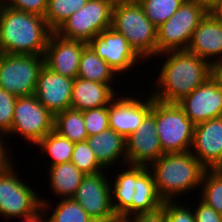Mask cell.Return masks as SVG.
I'll use <instances>...</instances> for the list:
<instances>
[{
  "mask_svg": "<svg viewBox=\"0 0 222 222\" xmlns=\"http://www.w3.org/2000/svg\"><path fill=\"white\" fill-rule=\"evenodd\" d=\"M157 56L165 60L162 59V66H157L160 69L155 85L150 84L155 87L150 95L159 101L178 103L213 75V66L188 50L168 51Z\"/></svg>",
  "mask_w": 222,
  "mask_h": 222,
  "instance_id": "6da1fadb",
  "label": "cell"
},
{
  "mask_svg": "<svg viewBox=\"0 0 222 222\" xmlns=\"http://www.w3.org/2000/svg\"><path fill=\"white\" fill-rule=\"evenodd\" d=\"M52 32L42 16L0 7V53L44 56Z\"/></svg>",
  "mask_w": 222,
  "mask_h": 222,
  "instance_id": "7a4b0ae2",
  "label": "cell"
},
{
  "mask_svg": "<svg viewBox=\"0 0 222 222\" xmlns=\"http://www.w3.org/2000/svg\"><path fill=\"white\" fill-rule=\"evenodd\" d=\"M148 169L153 175L157 192L164 201L178 200L179 195L185 196L190 191L197 192L196 188L199 190L206 171L190 151L163 154Z\"/></svg>",
  "mask_w": 222,
  "mask_h": 222,
  "instance_id": "3957f363",
  "label": "cell"
},
{
  "mask_svg": "<svg viewBox=\"0 0 222 222\" xmlns=\"http://www.w3.org/2000/svg\"><path fill=\"white\" fill-rule=\"evenodd\" d=\"M111 28L124 35L144 62L157 57V28L139 3L115 1Z\"/></svg>",
  "mask_w": 222,
  "mask_h": 222,
  "instance_id": "277c9868",
  "label": "cell"
},
{
  "mask_svg": "<svg viewBox=\"0 0 222 222\" xmlns=\"http://www.w3.org/2000/svg\"><path fill=\"white\" fill-rule=\"evenodd\" d=\"M156 127L164 154L190 151L195 125L177 103L156 99Z\"/></svg>",
  "mask_w": 222,
  "mask_h": 222,
  "instance_id": "5b68a950",
  "label": "cell"
},
{
  "mask_svg": "<svg viewBox=\"0 0 222 222\" xmlns=\"http://www.w3.org/2000/svg\"><path fill=\"white\" fill-rule=\"evenodd\" d=\"M115 0H88L55 31L62 38L89 42L112 26Z\"/></svg>",
  "mask_w": 222,
  "mask_h": 222,
  "instance_id": "8992f818",
  "label": "cell"
},
{
  "mask_svg": "<svg viewBox=\"0 0 222 222\" xmlns=\"http://www.w3.org/2000/svg\"><path fill=\"white\" fill-rule=\"evenodd\" d=\"M208 12L201 4L184 1L172 17L157 28V55L187 50L194 30Z\"/></svg>",
  "mask_w": 222,
  "mask_h": 222,
  "instance_id": "52a82bcc",
  "label": "cell"
},
{
  "mask_svg": "<svg viewBox=\"0 0 222 222\" xmlns=\"http://www.w3.org/2000/svg\"><path fill=\"white\" fill-rule=\"evenodd\" d=\"M44 56L0 53V87L16 97L33 95Z\"/></svg>",
  "mask_w": 222,
  "mask_h": 222,
  "instance_id": "ba28073f",
  "label": "cell"
},
{
  "mask_svg": "<svg viewBox=\"0 0 222 222\" xmlns=\"http://www.w3.org/2000/svg\"><path fill=\"white\" fill-rule=\"evenodd\" d=\"M53 130L54 115L33 94L17 97L12 128L4 137L18 135L30 145H36Z\"/></svg>",
  "mask_w": 222,
  "mask_h": 222,
  "instance_id": "9c48e42d",
  "label": "cell"
},
{
  "mask_svg": "<svg viewBox=\"0 0 222 222\" xmlns=\"http://www.w3.org/2000/svg\"><path fill=\"white\" fill-rule=\"evenodd\" d=\"M14 165L0 174V215L9 221L29 215L42 205L39 193L22 180Z\"/></svg>",
  "mask_w": 222,
  "mask_h": 222,
  "instance_id": "30bf717a",
  "label": "cell"
},
{
  "mask_svg": "<svg viewBox=\"0 0 222 222\" xmlns=\"http://www.w3.org/2000/svg\"><path fill=\"white\" fill-rule=\"evenodd\" d=\"M87 44L117 75L119 74L118 77L126 72L130 74L136 64L144 65V61L131 48L124 35L111 27L94 36Z\"/></svg>",
  "mask_w": 222,
  "mask_h": 222,
  "instance_id": "8fae6325",
  "label": "cell"
},
{
  "mask_svg": "<svg viewBox=\"0 0 222 222\" xmlns=\"http://www.w3.org/2000/svg\"><path fill=\"white\" fill-rule=\"evenodd\" d=\"M156 127V99L138 130L126 138L127 164L149 166L163 155Z\"/></svg>",
  "mask_w": 222,
  "mask_h": 222,
  "instance_id": "7c38bea8",
  "label": "cell"
},
{
  "mask_svg": "<svg viewBox=\"0 0 222 222\" xmlns=\"http://www.w3.org/2000/svg\"><path fill=\"white\" fill-rule=\"evenodd\" d=\"M106 170L83 177L72 197L96 222H107L114 214L111 204L110 177Z\"/></svg>",
  "mask_w": 222,
  "mask_h": 222,
  "instance_id": "4fadbf2b",
  "label": "cell"
},
{
  "mask_svg": "<svg viewBox=\"0 0 222 222\" xmlns=\"http://www.w3.org/2000/svg\"><path fill=\"white\" fill-rule=\"evenodd\" d=\"M177 104L194 125L222 117V87L212 75Z\"/></svg>",
  "mask_w": 222,
  "mask_h": 222,
  "instance_id": "5bb4252c",
  "label": "cell"
},
{
  "mask_svg": "<svg viewBox=\"0 0 222 222\" xmlns=\"http://www.w3.org/2000/svg\"><path fill=\"white\" fill-rule=\"evenodd\" d=\"M120 93L109 104V128L127 138L133 132H136L145 116L151 111L152 96H139L136 93ZM120 95V97H119ZM133 95V96H131ZM148 97V99H147Z\"/></svg>",
  "mask_w": 222,
  "mask_h": 222,
  "instance_id": "9a60e30c",
  "label": "cell"
},
{
  "mask_svg": "<svg viewBox=\"0 0 222 222\" xmlns=\"http://www.w3.org/2000/svg\"><path fill=\"white\" fill-rule=\"evenodd\" d=\"M87 42L62 38L52 32L44 53V65L53 72L75 79L78 77L82 51Z\"/></svg>",
  "mask_w": 222,
  "mask_h": 222,
  "instance_id": "2e32d148",
  "label": "cell"
},
{
  "mask_svg": "<svg viewBox=\"0 0 222 222\" xmlns=\"http://www.w3.org/2000/svg\"><path fill=\"white\" fill-rule=\"evenodd\" d=\"M190 152L206 169H222V117L195 125Z\"/></svg>",
  "mask_w": 222,
  "mask_h": 222,
  "instance_id": "e0dca14e",
  "label": "cell"
},
{
  "mask_svg": "<svg viewBox=\"0 0 222 222\" xmlns=\"http://www.w3.org/2000/svg\"><path fill=\"white\" fill-rule=\"evenodd\" d=\"M74 79L53 72L45 65L41 68L34 95L54 116L71 108Z\"/></svg>",
  "mask_w": 222,
  "mask_h": 222,
  "instance_id": "ac0fdd59",
  "label": "cell"
},
{
  "mask_svg": "<svg viewBox=\"0 0 222 222\" xmlns=\"http://www.w3.org/2000/svg\"><path fill=\"white\" fill-rule=\"evenodd\" d=\"M187 50L212 66L222 60V23L210 12L194 30Z\"/></svg>",
  "mask_w": 222,
  "mask_h": 222,
  "instance_id": "d6986e66",
  "label": "cell"
},
{
  "mask_svg": "<svg viewBox=\"0 0 222 222\" xmlns=\"http://www.w3.org/2000/svg\"><path fill=\"white\" fill-rule=\"evenodd\" d=\"M117 87L114 84H102L77 77L73 82L71 108L85 111L109 106L118 93L122 91V89L119 91Z\"/></svg>",
  "mask_w": 222,
  "mask_h": 222,
  "instance_id": "ffe728a7",
  "label": "cell"
},
{
  "mask_svg": "<svg viewBox=\"0 0 222 222\" xmlns=\"http://www.w3.org/2000/svg\"><path fill=\"white\" fill-rule=\"evenodd\" d=\"M86 141L94 151V155L99 164L107 170V172L108 169L111 170L115 168V164H119V166L121 163L123 165L127 164L126 138L111 128L97 135L88 136ZM120 160L122 161L117 163Z\"/></svg>",
  "mask_w": 222,
  "mask_h": 222,
  "instance_id": "44dd1931",
  "label": "cell"
},
{
  "mask_svg": "<svg viewBox=\"0 0 222 222\" xmlns=\"http://www.w3.org/2000/svg\"><path fill=\"white\" fill-rule=\"evenodd\" d=\"M163 203L164 200L157 192L151 171L147 166L135 165L132 215L154 211Z\"/></svg>",
  "mask_w": 222,
  "mask_h": 222,
  "instance_id": "7402d4cb",
  "label": "cell"
},
{
  "mask_svg": "<svg viewBox=\"0 0 222 222\" xmlns=\"http://www.w3.org/2000/svg\"><path fill=\"white\" fill-rule=\"evenodd\" d=\"M48 169L51 193L59 199L72 198L85 176L72 162L56 164Z\"/></svg>",
  "mask_w": 222,
  "mask_h": 222,
  "instance_id": "603a6c76",
  "label": "cell"
},
{
  "mask_svg": "<svg viewBox=\"0 0 222 222\" xmlns=\"http://www.w3.org/2000/svg\"><path fill=\"white\" fill-rule=\"evenodd\" d=\"M119 171H116L115 179L113 181L112 179L110 180L113 211L114 213L132 214L135 165L126 164L124 169H119Z\"/></svg>",
  "mask_w": 222,
  "mask_h": 222,
  "instance_id": "cb8c5ba5",
  "label": "cell"
},
{
  "mask_svg": "<svg viewBox=\"0 0 222 222\" xmlns=\"http://www.w3.org/2000/svg\"><path fill=\"white\" fill-rule=\"evenodd\" d=\"M116 76L117 73L87 44L81 54L78 77L102 84H114L118 80Z\"/></svg>",
  "mask_w": 222,
  "mask_h": 222,
  "instance_id": "d4e9b609",
  "label": "cell"
},
{
  "mask_svg": "<svg viewBox=\"0 0 222 222\" xmlns=\"http://www.w3.org/2000/svg\"><path fill=\"white\" fill-rule=\"evenodd\" d=\"M59 200L53 209V205L48 199L41 198V203L46 210V222H96L73 198ZM52 209L53 212L50 211ZM49 212L52 213L49 214Z\"/></svg>",
  "mask_w": 222,
  "mask_h": 222,
  "instance_id": "484cf974",
  "label": "cell"
},
{
  "mask_svg": "<svg viewBox=\"0 0 222 222\" xmlns=\"http://www.w3.org/2000/svg\"><path fill=\"white\" fill-rule=\"evenodd\" d=\"M54 130L74 143L86 141L88 137L83 111L74 108H68L54 116Z\"/></svg>",
  "mask_w": 222,
  "mask_h": 222,
  "instance_id": "4316f807",
  "label": "cell"
},
{
  "mask_svg": "<svg viewBox=\"0 0 222 222\" xmlns=\"http://www.w3.org/2000/svg\"><path fill=\"white\" fill-rule=\"evenodd\" d=\"M42 154L48 157L50 166L71 162L75 143L60 135L55 130L45 135L36 145Z\"/></svg>",
  "mask_w": 222,
  "mask_h": 222,
  "instance_id": "83f0119b",
  "label": "cell"
},
{
  "mask_svg": "<svg viewBox=\"0 0 222 222\" xmlns=\"http://www.w3.org/2000/svg\"><path fill=\"white\" fill-rule=\"evenodd\" d=\"M200 188L198 198L222 214V169H206Z\"/></svg>",
  "mask_w": 222,
  "mask_h": 222,
  "instance_id": "f1b7e54d",
  "label": "cell"
},
{
  "mask_svg": "<svg viewBox=\"0 0 222 222\" xmlns=\"http://www.w3.org/2000/svg\"><path fill=\"white\" fill-rule=\"evenodd\" d=\"M88 0H48L44 19L55 32L71 14L80 10Z\"/></svg>",
  "mask_w": 222,
  "mask_h": 222,
  "instance_id": "f546056e",
  "label": "cell"
},
{
  "mask_svg": "<svg viewBox=\"0 0 222 222\" xmlns=\"http://www.w3.org/2000/svg\"><path fill=\"white\" fill-rule=\"evenodd\" d=\"M184 0H140L146 17L156 28L166 22L179 9Z\"/></svg>",
  "mask_w": 222,
  "mask_h": 222,
  "instance_id": "4dcf8cb0",
  "label": "cell"
},
{
  "mask_svg": "<svg viewBox=\"0 0 222 222\" xmlns=\"http://www.w3.org/2000/svg\"><path fill=\"white\" fill-rule=\"evenodd\" d=\"M71 162L85 175L105 171L97 161L94 151L88 145L87 141L75 143Z\"/></svg>",
  "mask_w": 222,
  "mask_h": 222,
  "instance_id": "1f68e13d",
  "label": "cell"
},
{
  "mask_svg": "<svg viewBox=\"0 0 222 222\" xmlns=\"http://www.w3.org/2000/svg\"><path fill=\"white\" fill-rule=\"evenodd\" d=\"M109 106L83 111L84 125L88 136H94L109 128Z\"/></svg>",
  "mask_w": 222,
  "mask_h": 222,
  "instance_id": "d6a6232c",
  "label": "cell"
},
{
  "mask_svg": "<svg viewBox=\"0 0 222 222\" xmlns=\"http://www.w3.org/2000/svg\"><path fill=\"white\" fill-rule=\"evenodd\" d=\"M167 200L164 201L163 207L165 209L167 222H196L193 212V204L180 201Z\"/></svg>",
  "mask_w": 222,
  "mask_h": 222,
  "instance_id": "836d02e7",
  "label": "cell"
},
{
  "mask_svg": "<svg viewBox=\"0 0 222 222\" xmlns=\"http://www.w3.org/2000/svg\"><path fill=\"white\" fill-rule=\"evenodd\" d=\"M16 100V96L0 87V136H5L12 128Z\"/></svg>",
  "mask_w": 222,
  "mask_h": 222,
  "instance_id": "e575fe53",
  "label": "cell"
},
{
  "mask_svg": "<svg viewBox=\"0 0 222 222\" xmlns=\"http://www.w3.org/2000/svg\"><path fill=\"white\" fill-rule=\"evenodd\" d=\"M48 0H6L5 6L44 17Z\"/></svg>",
  "mask_w": 222,
  "mask_h": 222,
  "instance_id": "d590c367",
  "label": "cell"
},
{
  "mask_svg": "<svg viewBox=\"0 0 222 222\" xmlns=\"http://www.w3.org/2000/svg\"><path fill=\"white\" fill-rule=\"evenodd\" d=\"M197 202L199 204L195 203V207L193 206L196 222H222V214L216 212L200 199Z\"/></svg>",
  "mask_w": 222,
  "mask_h": 222,
  "instance_id": "8d00e7d4",
  "label": "cell"
},
{
  "mask_svg": "<svg viewBox=\"0 0 222 222\" xmlns=\"http://www.w3.org/2000/svg\"><path fill=\"white\" fill-rule=\"evenodd\" d=\"M135 222H167L163 206L151 212L135 214Z\"/></svg>",
  "mask_w": 222,
  "mask_h": 222,
  "instance_id": "74e56055",
  "label": "cell"
},
{
  "mask_svg": "<svg viewBox=\"0 0 222 222\" xmlns=\"http://www.w3.org/2000/svg\"><path fill=\"white\" fill-rule=\"evenodd\" d=\"M4 136H0V174L3 173L7 168H9L13 164L14 155L9 150L10 145L8 147L7 139ZM6 143V144H5Z\"/></svg>",
  "mask_w": 222,
  "mask_h": 222,
  "instance_id": "f35d334b",
  "label": "cell"
},
{
  "mask_svg": "<svg viewBox=\"0 0 222 222\" xmlns=\"http://www.w3.org/2000/svg\"><path fill=\"white\" fill-rule=\"evenodd\" d=\"M46 210L43 205H41L37 210L29 215H25L21 218V222H46Z\"/></svg>",
  "mask_w": 222,
  "mask_h": 222,
  "instance_id": "ab89813d",
  "label": "cell"
},
{
  "mask_svg": "<svg viewBox=\"0 0 222 222\" xmlns=\"http://www.w3.org/2000/svg\"><path fill=\"white\" fill-rule=\"evenodd\" d=\"M107 222H135V214L114 213Z\"/></svg>",
  "mask_w": 222,
  "mask_h": 222,
  "instance_id": "60d3db41",
  "label": "cell"
},
{
  "mask_svg": "<svg viewBox=\"0 0 222 222\" xmlns=\"http://www.w3.org/2000/svg\"><path fill=\"white\" fill-rule=\"evenodd\" d=\"M209 12L222 23V5H213Z\"/></svg>",
  "mask_w": 222,
  "mask_h": 222,
  "instance_id": "b9f144b4",
  "label": "cell"
},
{
  "mask_svg": "<svg viewBox=\"0 0 222 222\" xmlns=\"http://www.w3.org/2000/svg\"><path fill=\"white\" fill-rule=\"evenodd\" d=\"M213 76L218 80L222 87V64L213 65Z\"/></svg>",
  "mask_w": 222,
  "mask_h": 222,
  "instance_id": "7bdbcfd3",
  "label": "cell"
},
{
  "mask_svg": "<svg viewBox=\"0 0 222 222\" xmlns=\"http://www.w3.org/2000/svg\"><path fill=\"white\" fill-rule=\"evenodd\" d=\"M184 1L201 4L208 10H210L216 2V0H184Z\"/></svg>",
  "mask_w": 222,
  "mask_h": 222,
  "instance_id": "ee69618b",
  "label": "cell"
},
{
  "mask_svg": "<svg viewBox=\"0 0 222 222\" xmlns=\"http://www.w3.org/2000/svg\"><path fill=\"white\" fill-rule=\"evenodd\" d=\"M115 1H120V2H139L140 0H115Z\"/></svg>",
  "mask_w": 222,
  "mask_h": 222,
  "instance_id": "f6af8a7d",
  "label": "cell"
},
{
  "mask_svg": "<svg viewBox=\"0 0 222 222\" xmlns=\"http://www.w3.org/2000/svg\"><path fill=\"white\" fill-rule=\"evenodd\" d=\"M5 2H6V0H0V7L5 6Z\"/></svg>",
  "mask_w": 222,
  "mask_h": 222,
  "instance_id": "bcb514c9",
  "label": "cell"
},
{
  "mask_svg": "<svg viewBox=\"0 0 222 222\" xmlns=\"http://www.w3.org/2000/svg\"><path fill=\"white\" fill-rule=\"evenodd\" d=\"M214 5H222V0H216Z\"/></svg>",
  "mask_w": 222,
  "mask_h": 222,
  "instance_id": "7dc6e473",
  "label": "cell"
}]
</instances>
